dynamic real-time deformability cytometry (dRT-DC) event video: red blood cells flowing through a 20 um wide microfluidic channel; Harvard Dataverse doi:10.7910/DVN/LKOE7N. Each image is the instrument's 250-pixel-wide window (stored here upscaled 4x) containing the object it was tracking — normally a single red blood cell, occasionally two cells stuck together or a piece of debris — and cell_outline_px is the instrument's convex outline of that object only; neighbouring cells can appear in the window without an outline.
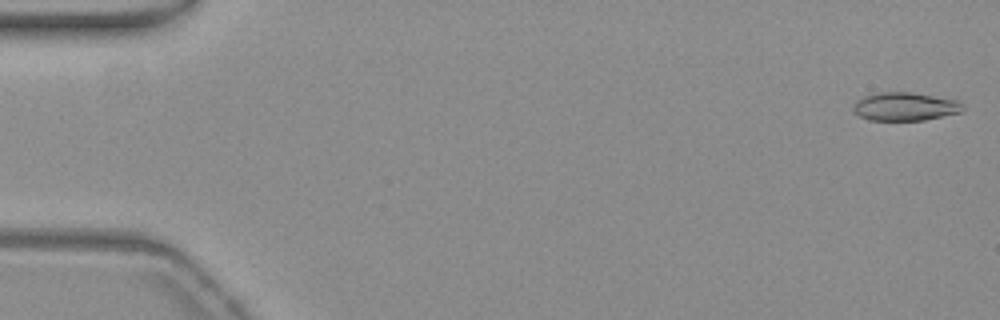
{"species": "common noctule bat (a hibernating species)", "species_latin": "Nyctalus noctula", "temperature_condition": "warm", "stored_images_in_passage": 55, "camera_frame_rate_fps": 3000, "um_per_image_px": 0.085, "animal": {"sex": "female", "body_mass_g": 19.3, "forearm_length_mm": 54.1}, "frame": {"image": 1, "passage_image": 1, "time_ms": 0.0, "image_size_px": [1000, 320], "cell_outline_px": [[964, 108], [960, 112], [924, 120], [868, 120], [852, 112], [852, 104], [856, 100], [864, 96], [880, 92], [908, 92], [960, 100], [964, 104]], "centroid_in_image_um": [76.9, 9.05], "position_along_channel_um": 8.1, "area_um2": 18.21}}
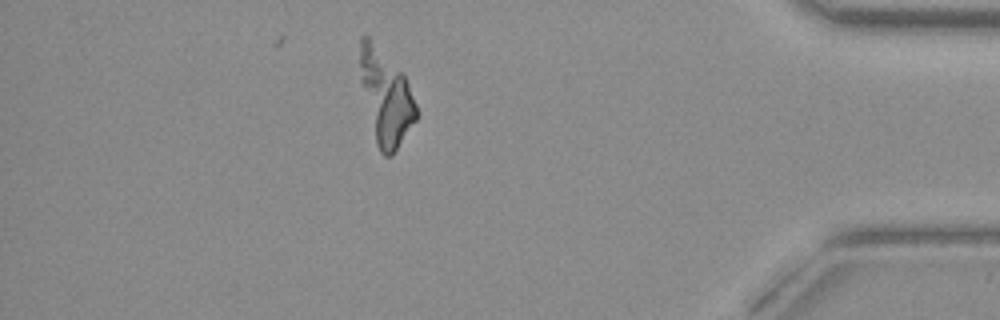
{"frame": {"image": 2, "passage_image": 48, "time_ms": 15.667, "image_size_px": [1000, 320], "cell_outline_px": [[416, 120], [392, 156], [384, 156], [380, 152], [376, 144], [360, 80], [360, 36], [368, 36], [404, 76], [408, 84], [416, 104]], "centroid_in_image_um": [32.77, 8.31], "position_along_channel_um": 402.4, "area_um2": 30.23}, "authors_computed_cell_mechanics": {"area_um2": 18.6694, "velocity_mm_per_s": 3.7525, "shape_relaxation_time_tau1_ms": 6.885, "shape_relaxation_time_tau2_ms": 6.7099, "deformation_change_tau1": 0.1819, "deformation_change_tau2": 0.1784}}